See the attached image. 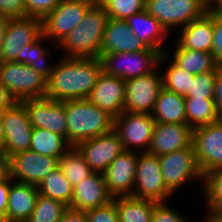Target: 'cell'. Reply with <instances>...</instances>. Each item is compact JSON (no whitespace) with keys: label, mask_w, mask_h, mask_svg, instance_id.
<instances>
[{"label":"cell","mask_w":222,"mask_h":222,"mask_svg":"<svg viewBox=\"0 0 222 222\" xmlns=\"http://www.w3.org/2000/svg\"><path fill=\"white\" fill-rule=\"evenodd\" d=\"M155 203L132 196L117 197L119 222H151Z\"/></svg>","instance_id":"1f68e13d"},{"label":"cell","mask_w":222,"mask_h":222,"mask_svg":"<svg viewBox=\"0 0 222 222\" xmlns=\"http://www.w3.org/2000/svg\"><path fill=\"white\" fill-rule=\"evenodd\" d=\"M137 159V151L124 150L102 173L108 192L113 198L132 195Z\"/></svg>","instance_id":"ac0fdd59"},{"label":"cell","mask_w":222,"mask_h":222,"mask_svg":"<svg viewBox=\"0 0 222 222\" xmlns=\"http://www.w3.org/2000/svg\"><path fill=\"white\" fill-rule=\"evenodd\" d=\"M73 1L87 3L91 6H101L104 3V0H73Z\"/></svg>","instance_id":"f5cc1de1"},{"label":"cell","mask_w":222,"mask_h":222,"mask_svg":"<svg viewBox=\"0 0 222 222\" xmlns=\"http://www.w3.org/2000/svg\"><path fill=\"white\" fill-rule=\"evenodd\" d=\"M168 65L165 74H162L163 87L173 93L185 96L195 75L179 68L171 60L168 61Z\"/></svg>","instance_id":"d590c367"},{"label":"cell","mask_w":222,"mask_h":222,"mask_svg":"<svg viewBox=\"0 0 222 222\" xmlns=\"http://www.w3.org/2000/svg\"><path fill=\"white\" fill-rule=\"evenodd\" d=\"M7 173V159L0 158V178Z\"/></svg>","instance_id":"816d5d0a"},{"label":"cell","mask_w":222,"mask_h":222,"mask_svg":"<svg viewBox=\"0 0 222 222\" xmlns=\"http://www.w3.org/2000/svg\"><path fill=\"white\" fill-rule=\"evenodd\" d=\"M213 100L219 116L222 117V65L216 70Z\"/></svg>","instance_id":"f6af8a7d"},{"label":"cell","mask_w":222,"mask_h":222,"mask_svg":"<svg viewBox=\"0 0 222 222\" xmlns=\"http://www.w3.org/2000/svg\"><path fill=\"white\" fill-rule=\"evenodd\" d=\"M10 17L0 15V63L2 60V48L5 32L7 31L8 24L10 22Z\"/></svg>","instance_id":"c3c4849f"},{"label":"cell","mask_w":222,"mask_h":222,"mask_svg":"<svg viewBox=\"0 0 222 222\" xmlns=\"http://www.w3.org/2000/svg\"><path fill=\"white\" fill-rule=\"evenodd\" d=\"M65 114L71 146L114 130V117L88 99L66 100Z\"/></svg>","instance_id":"7a4b0ae2"},{"label":"cell","mask_w":222,"mask_h":222,"mask_svg":"<svg viewBox=\"0 0 222 222\" xmlns=\"http://www.w3.org/2000/svg\"><path fill=\"white\" fill-rule=\"evenodd\" d=\"M60 222H88L85 211L69 208L64 212Z\"/></svg>","instance_id":"bcb514c9"},{"label":"cell","mask_w":222,"mask_h":222,"mask_svg":"<svg viewBox=\"0 0 222 222\" xmlns=\"http://www.w3.org/2000/svg\"><path fill=\"white\" fill-rule=\"evenodd\" d=\"M174 195L166 186L158 156L148 152L138 153L135 184L132 197L166 202Z\"/></svg>","instance_id":"9c48e42d"},{"label":"cell","mask_w":222,"mask_h":222,"mask_svg":"<svg viewBox=\"0 0 222 222\" xmlns=\"http://www.w3.org/2000/svg\"><path fill=\"white\" fill-rule=\"evenodd\" d=\"M146 0H104L103 7L109 18L125 20L145 9Z\"/></svg>","instance_id":"8d00e7d4"},{"label":"cell","mask_w":222,"mask_h":222,"mask_svg":"<svg viewBox=\"0 0 222 222\" xmlns=\"http://www.w3.org/2000/svg\"><path fill=\"white\" fill-rule=\"evenodd\" d=\"M208 222H222V211L215 214Z\"/></svg>","instance_id":"db71d44e"},{"label":"cell","mask_w":222,"mask_h":222,"mask_svg":"<svg viewBox=\"0 0 222 222\" xmlns=\"http://www.w3.org/2000/svg\"><path fill=\"white\" fill-rule=\"evenodd\" d=\"M166 54H161L158 67L151 73L125 80L124 111L132 113L153 112L155 102L163 88L162 73L158 69L167 62ZM161 73V74H160Z\"/></svg>","instance_id":"5b68a950"},{"label":"cell","mask_w":222,"mask_h":222,"mask_svg":"<svg viewBox=\"0 0 222 222\" xmlns=\"http://www.w3.org/2000/svg\"><path fill=\"white\" fill-rule=\"evenodd\" d=\"M175 48L172 54L166 50L165 54L179 68L190 72L194 75L216 71L220 64L215 60L212 53L196 51L186 48H181L175 43ZM170 54V55H169Z\"/></svg>","instance_id":"484cf974"},{"label":"cell","mask_w":222,"mask_h":222,"mask_svg":"<svg viewBox=\"0 0 222 222\" xmlns=\"http://www.w3.org/2000/svg\"><path fill=\"white\" fill-rule=\"evenodd\" d=\"M154 126V118L147 113L123 111L114 118V131L119 135L124 150L127 151L147 152L151 145Z\"/></svg>","instance_id":"30bf717a"},{"label":"cell","mask_w":222,"mask_h":222,"mask_svg":"<svg viewBox=\"0 0 222 222\" xmlns=\"http://www.w3.org/2000/svg\"><path fill=\"white\" fill-rule=\"evenodd\" d=\"M10 185L11 177L6 173L0 178V222H6V209Z\"/></svg>","instance_id":"ee69618b"},{"label":"cell","mask_w":222,"mask_h":222,"mask_svg":"<svg viewBox=\"0 0 222 222\" xmlns=\"http://www.w3.org/2000/svg\"><path fill=\"white\" fill-rule=\"evenodd\" d=\"M76 147L94 172L103 173L124 151L119 135L112 130L103 135L79 142Z\"/></svg>","instance_id":"e0dca14e"},{"label":"cell","mask_w":222,"mask_h":222,"mask_svg":"<svg viewBox=\"0 0 222 222\" xmlns=\"http://www.w3.org/2000/svg\"><path fill=\"white\" fill-rule=\"evenodd\" d=\"M176 43L181 48L211 53L213 45V14L206 12L199 19L181 27Z\"/></svg>","instance_id":"d4e9b609"},{"label":"cell","mask_w":222,"mask_h":222,"mask_svg":"<svg viewBox=\"0 0 222 222\" xmlns=\"http://www.w3.org/2000/svg\"><path fill=\"white\" fill-rule=\"evenodd\" d=\"M61 0H25L26 16L43 19Z\"/></svg>","instance_id":"60d3db41"},{"label":"cell","mask_w":222,"mask_h":222,"mask_svg":"<svg viewBox=\"0 0 222 222\" xmlns=\"http://www.w3.org/2000/svg\"><path fill=\"white\" fill-rule=\"evenodd\" d=\"M215 60L222 65V16L213 14V45L211 50Z\"/></svg>","instance_id":"7bdbcfd3"},{"label":"cell","mask_w":222,"mask_h":222,"mask_svg":"<svg viewBox=\"0 0 222 222\" xmlns=\"http://www.w3.org/2000/svg\"><path fill=\"white\" fill-rule=\"evenodd\" d=\"M0 15L10 18L26 17L25 0H0Z\"/></svg>","instance_id":"b9f144b4"},{"label":"cell","mask_w":222,"mask_h":222,"mask_svg":"<svg viewBox=\"0 0 222 222\" xmlns=\"http://www.w3.org/2000/svg\"><path fill=\"white\" fill-rule=\"evenodd\" d=\"M202 188L206 202V216L208 222L215 214L222 211V167L203 175Z\"/></svg>","instance_id":"836d02e7"},{"label":"cell","mask_w":222,"mask_h":222,"mask_svg":"<svg viewBox=\"0 0 222 222\" xmlns=\"http://www.w3.org/2000/svg\"><path fill=\"white\" fill-rule=\"evenodd\" d=\"M0 158H6L5 136L2 122V113H0Z\"/></svg>","instance_id":"f907efd6"},{"label":"cell","mask_w":222,"mask_h":222,"mask_svg":"<svg viewBox=\"0 0 222 222\" xmlns=\"http://www.w3.org/2000/svg\"><path fill=\"white\" fill-rule=\"evenodd\" d=\"M0 82L17 102L46 96L47 79L29 65L1 62Z\"/></svg>","instance_id":"277c9868"},{"label":"cell","mask_w":222,"mask_h":222,"mask_svg":"<svg viewBox=\"0 0 222 222\" xmlns=\"http://www.w3.org/2000/svg\"><path fill=\"white\" fill-rule=\"evenodd\" d=\"M215 75L216 71L195 75L191 81L190 89H188V93L184 97L213 99Z\"/></svg>","instance_id":"74e56055"},{"label":"cell","mask_w":222,"mask_h":222,"mask_svg":"<svg viewBox=\"0 0 222 222\" xmlns=\"http://www.w3.org/2000/svg\"><path fill=\"white\" fill-rule=\"evenodd\" d=\"M38 187L11 179L6 209V222H26L31 216L38 197Z\"/></svg>","instance_id":"cb8c5ba5"},{"label":"cell","mask_w":222,"mask_h":222,"mask_svg":"<svg viewBox=\"0 0 222 222\" xmlns=\"http://www.w3.org/2000/svg\"><path fill=\"white\" fill-rule=\"evenodd\" d=\"M193 129L188 124L155 122L151 145L148 153L161 156L190 147Z\"/></svg>","instance_id":"ffe728a7"},{"label":"cell","mask_w":222,"mask_h":222,"mask_svg":"<svg viewBox=\"0 0 222 222\" xmlns=\"http://www.w3.org/2000/svg\"><path fill=\"white\" fill-rule=\"evenodd\" d=\"M43 36V21L38 17L11 18L5 32L1 62H17L26 44Z\"/></svg>","instance_id":"9a60e30c"},{"label":"cell","mask_w":222,"mask_h":222,"mask_svg":"<svg viewBox=\"0 0 222 222\" xmlns=\"http://www.w3.org/2000/svg\"><path fill=\"white\" fill-rule=\"evenodd\" d=\"M58 166V158L26 150L7 160V173L13 181L37 186Z\"/></svg>","instance_id":"4fadbf2b"},{"label":"cell","mask_w":222,"mask_h":222,"mask_svg":"<svg viewBox=\"0 0 222 222\" xmlns=\"http://www.w3.org/2000/svg\"><path fill=\"white\" fill-rule=\"evenodd\" d=\"M145 9L169 33L199 19L207 12L205 0H146Z\"/></svg>","instance_id":"52a82bcc"},{"label":"cell","mask_w":222,"mask_h":222,"mask_svg":"<svg viewBox=\"0 0 222 222\" xmlns=\"http://www.w3.org/2000/svg\"><path fill=\"white\" fill-rule=\"evenodd\" d=\"M101 73L99 58H69L61 55L47 80L45 97L61 102L87 99Z\"/></svg>","instance_id":"6da1fadb"},{"label":"cell","mask_w":222,"mask_h":222,"mask_svg":"<svg viewBox=\"0 0 222 222\" xmlns=\"http://www.w3.org/2000/svg\"><path fill=\"white\" fill-rule=\"evenodd\" d=\"M6 159L30 149L33 126L22 102L14 101L2 112Z\"/></svg>","instance_id":"7c38bea8"},{"label":"cell","mask_w":222,"mask_h":222,"mask_svg":"<svg viewBox=\"0 0 222 222\" xmlns=\"http://www.w3.org/2000/svg\"><path fill=\"white\" fill-rule=\"evenodd\" d=\"M88 222H119L117 198L102 207L85 211Z\"/></svg>","instance_id":"f35d334b"},{"label":"cell","mask_w":222,"mask_h":222,"mask_svg":"<svg viewBox=\"0 0 222 222\" xmlns=\"http://www.w3.org/2000/svg\"><path fill=\"white\" fill-rule=\"evenodd\" d=\"M192 144L203 175L222 167V120L193 130Z\"/></svg>","instance_id":"5bb4252c"},{"label":"cell","mask_w":222,"mask_h":222,"mask_svg":"<svg viewBox=\"0 0 222 222\" xmlns=\"http://www.w3.org/2000/svg\"><path fill=\"white\" fill-rule=\"evenodd\" d=\"M45 39L47 38L43 35L37 41L26 44L18 55V63L29 65L32 69L40 73L48 80L53 72L55 63L50 65L48 62L52 57V53L47 51V49L41 45L43 44L41 42H43Z\"/></svg>","instance_id":"4dcf8cb0"},{"label":"cell","mask_w":222,"mask_h":222,"mask_svg":"<svg viewBox=\"0 0 222 222\" xmlns=\"http://www.w3.org/2000/svg\"><path fill=\"white\" fill-rule=\"evenodd\" d=\"M70 146L61 135L43 128H33L29 150L59 159Z\"/></svg>","instance_id":"f1b7e54d"},{"label":"cell","mask_w":222,"mask_h":222,"mask_svg":"<svg viewBox=\"0 0 222 222\" xmlns=\"http://www.w3.org/2000/svg\"><path fill=\"white\" fill-rule=\"evenodd\" d=\"M151 115L155 122L187 124L184 96L163 87Z\"/></svg>","instance_id":"4316f807"},{"label":"cell","mask_w":222,"mask_h":222,"mask_svg":"<svg viewBox=\"0 0 222 222\" xmlns=\"http://www.w3.org/2000/svg\"><path fill=\"white\" fill-rule=\"evenodd\" d=\"M59 167L73 188L94 172L76 146H70L59 158Z\"/></svg>","instance_id":"d6a6232c"},{"label":"cell","mask_w":222,"mask_h":222,"mask_svg":"<svg viewBox=\"0 0 222 222\" xmlns=\"http://www.w3.org/2000/svg\"><path fill=\"white\" fill-rule=\"evenodd\" d=\"M68 207L61 201L38 194L35 208L26 222H60Z\"/></svg>","instance_id":"e575fe53"},{"label":"cell","mask_w":222,"mask_h":222,"mask_svg":"<svg viewBox=\"0 0 222 222\" xmlns=\"http://www.w3.org/2000/svg\"><path fill=\"white\" fill-rule=\"evenodd\" d=\"M87 99L116 118L124 111L125 80L102 71Z\"/></svg>","instance_id":"d6986e66"},{"label":"cell","mask_w":222,"mask_h":222,"mask_svg":"<svg viewBox=\"0 0 222 222\" xmlns=\"http://www.w3.org/2000/svg\"><path fill=\"white\" fill-rule=\"evenodd\" d=\"M187 124L194 130L219 121L213 99L184 97Z\"/></svg>","instance_id":"83f0119b"},{"label":"cell","mask_w":222,"mask_h":222,"mask_svg":"<svg viewBox=\"0 0 222 222\" xmlns=\"http://www.w3.org/2000/svg\"><path fill=\"white\" fill-rule=\"evenodd\" d=\"M28 113L33 128H43L67 140L65 101H56L46 97L21 101Z\"/></svg>","instance_id":"2e32d148"},{"label":"cell","mask_w":222,"mask_h":222,"mask_svg":"<svg viewBox=\"0 0 222 222\" xmlns=\"http://www.w3.org/2000/svg\"><path fill=\"white\" fill-rule=\"evenodd\" d=\"M124 21L132 29L135 36L148 48L157 50L161 54L165 53L167 48L164 41L170 34L146 9L128 16Z\"/></svg>","instance_id":"603a6c76"},{"label":"cell","mask_w":222,"mask_h":222,"mask_svg":"<svg viewBox=\"0 0 222 222\" xmlns=\"http://www.w3.org/2000/svg\"><path fill=\"white\" fill-rule=\"evenodd\" d=\"M207 12L222 16V0H208Z\"/></svg>","instance_id":"681fc988"},{"label":"cell","mask_w":222,"mask_h":222,"mask_svg":"<svg viewBox=\"0 0 222 222\" xmlns=\"http://www.w3.org/2000/svg\"><path fill=\"white\" fill-rule=\"evenodd\" d=\"M38 193L70 206L73 198V187L58 166L37 185Z\"/></svg>","instance_id":"f546056e"},{"label":"cell","mask_w":222,"mask_h":222,"mask_svg":"<svg viewBox=\"0 0 222 222\" xmlns=\"http://www.w3.org/2000/svg\"><path fill=\"white\" fill-rule=\"evenodd\" d=\"M92 6L73 0H61L43 19V35L54 47L58 45L84 19ZM50 39V40H49Z\"/></svg>","instance_id":"8fae6325"},{"label":"cell","mask_w":222,"mask_h":222,"mask_svg":"<svg viewBox=\"0 0 222 222\" xmlns=\"http://www.w3.org/2000/svg\"><path fill=\"white\" fill-rule=\"evenodd\" d=\"M13 102L14 100L10 97L6 88L0 82V113L8 108Z\"/></svg>","instance_id":"7dc6e473"},{"label":"cell","mask_w":222,"mask_h":222,"mask_svg":"<svg viewBox=\"0 0 222 222\" xmlns=\"http://www.w3.org/2000/svg\"><path fill=\"white\" fill-rule=\"evenodd\" d=\"M161 53L147 48L144 51L103 54L99 59L105 74L128 80L153 72L158 67Z\"/></svg>","instance_id":"8992f818"},{"label":"cell","mask_w":222,"mask_h":222,"mask_svg":"<svg viewBox=\"0 0 222 222\" xmlns=\"http://www.w3.org/2000/svg\"><path fill=\"white\" fill-rule=\"evenodd\" d=\"M147 48L124 20L109 18L104 29L99 58L103 54L144 51Z\"/></svg>","instance_id":"7402d4cb"},{"label":"cell","mask_w":222,"mask_h":222,"mask_svg":"<svg viewBox=\"0 0 222 222\" xmlns=\"http://www.w3.org/2000/svg\"><path fill=\"white\" fill-rule=\"evenodd\" d=\"M167 202H157L153 206L152 221L151 222H189L179 214L177 210L171 209Z\"/></svg>","instance_id":"ab89813d"},{"label":"cell","mask_w":222,"mask_h":222,"mask_svg":"<svg viewBox=\"0 0 222 222\" xmlns=\"http://www.w3.org/2000/svg\"><path fill=\"white\" fill-rule=\"evenodd\" d=\"M165 186L174 194L188 181H201L203 173L196 159L193 144L190 147L158 157Z\"/></svg>","instance_id":"ba28073f"},{"label":"cell","mask_w":222,"mask_h":222,"mask_svg":"<svg viewBox=\"0 0 222 222\" xmlns=\"http://www.w3.org/2000/svg\"><path fill=\"white\" fill-rule=\"evenodd\" d=\"M113 199L108 192L103 174L93 172L73 188V198L69 208L88 211L107 205Z\"/></svg>","instance_id":"44dd1931"},{"label":"cell","mask_w":222,"mask_h":222,"mask_svg":"<svg viewBox=\"0 0 222 222\" xmlns=\"http://www.w3.org/2000/svg\"><path fill=\"white\" fill-rule=\"evenodd\" d=\"M108 19L109 16L102 5L92 6L83 21L56 47L64 51L63 57L99 58Z\"/></svg>","instance_id":"3957f363"}]
</instances>
